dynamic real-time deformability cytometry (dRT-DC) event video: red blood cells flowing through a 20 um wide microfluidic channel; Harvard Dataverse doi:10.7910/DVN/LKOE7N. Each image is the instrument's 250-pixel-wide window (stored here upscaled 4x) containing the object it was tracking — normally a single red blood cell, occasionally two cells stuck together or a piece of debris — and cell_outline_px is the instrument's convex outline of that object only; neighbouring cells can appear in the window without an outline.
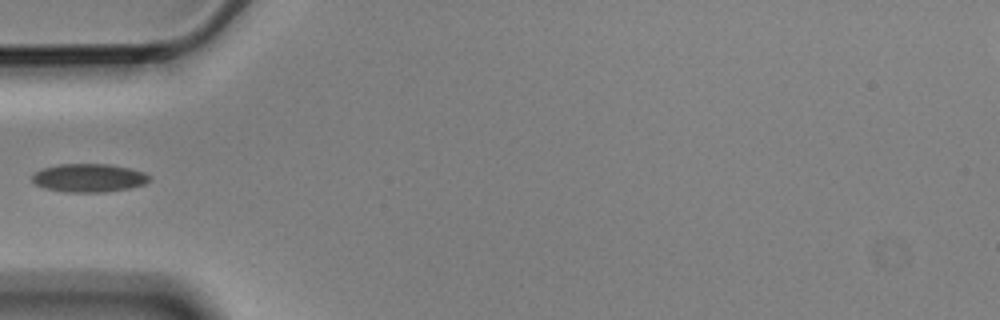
{"species": "Egyptian fruit bat (a non-hibernating species)", "species_latin": "Rousettus aegyptiacus", "temperature_condition": "cold", "stored_images_in_passage": 9, "camera_frame_rate_fps": 3000, "um_per_image_px": 0.085, "animal": {"sex": "male"}, "frame": {"image": 1, "passage_image": 5, "time_ms": 1.333, "image_size_px": [1000, 320], "cell_outline_px": [[152, 176], [144, 184], [128, 188], [104, 192], [68, 192], [44, 188], [36, 184], [32, 180], [32, 176], [40, 168], [60, 164], [108, 164], [132, 168], [144, 172]], "centroid_in_image_um": [7.56, 15.11], "position_along_channel_um": 77.4, "area_um2": 19.36}}
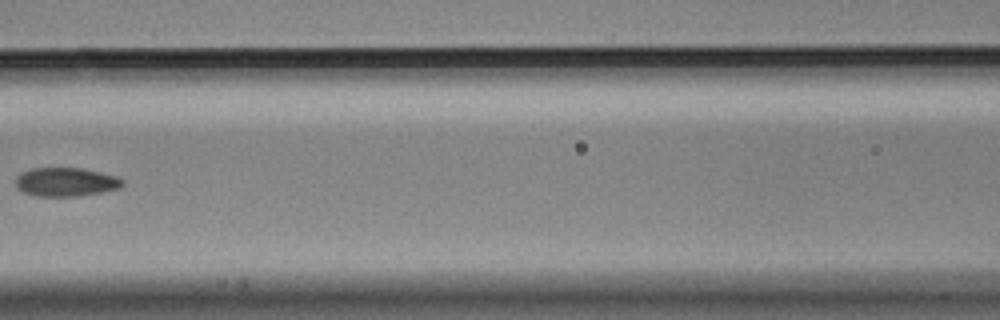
{"frame": {"image": 2, "passage_image": 7, "time_ms": 2.0, "image_size_px": [1000, 320], "cell_outline_px": [[124, 184], [120, 188], [80, 196], [36, 196], [24, 192], [16, 184], [16, 176], [20, 172], [32, 168], [84, 168], [116, 176], [124, 180]], "centroid_in_image_um": [5.61, 15.46], "position_along_channel_um": 161.0, "area_um2": 17.92}}
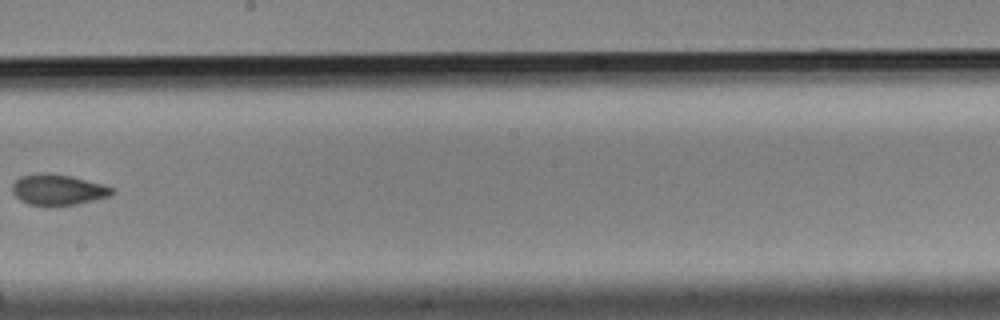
{"frame": {"image": 3, "passage_image": 9, "time_ms": 2.667, "image_size_px": [1000, 320], "cell_outline_px": [[116, 192], [112, 196], [76, 204], [52, 208], [48, 208], [28, 204], [20, 200], [12, 192], [12, 184], [20, 176], [36, 172], [48, 172], [72, 176], [104, 184], [116, 188]], "centroid_in_image_um": [4.95, 16.14], "position_along_channel_um": 243.2, "area_um2": 18.79}}